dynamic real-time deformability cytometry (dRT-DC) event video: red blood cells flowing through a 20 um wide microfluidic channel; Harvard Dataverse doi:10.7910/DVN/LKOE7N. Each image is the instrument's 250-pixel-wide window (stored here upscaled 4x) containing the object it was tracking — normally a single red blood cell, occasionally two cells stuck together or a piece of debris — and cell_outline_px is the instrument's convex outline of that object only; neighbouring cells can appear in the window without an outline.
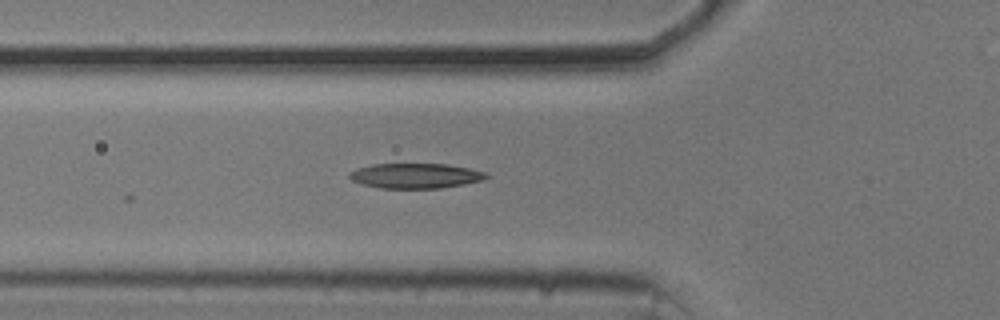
{"species": "common noctule bat (a hibernating species)", "species_latin": "Nyctalus noctula", "temperature_condition": "cold", "stored_images_in_passage": 19, "camera_frame_rate_fps": 3000, "um_per_image_px": 0.085, "animal": {"sex": "male", "body_mass_g": 20.5, "forearm_length_mm": 52.5}, "frame": {"image": 1, "passage_image": 13, "time_ms": 4.0, "image_size_px": [1000, 320], "cell_outline_px": [[488, 176], [484, 180], [464, 184], [440, 188], [380, 188], [364, 184], [352, 180], [348, 176], [348, 172], [356, 168], [372, 164], [448, 164], [468, 168], [484, 172]], "centroid_in_image_um": [35.29, 14.94], "position_along_channel_um": 90.5, "area_um2": 19.88}}
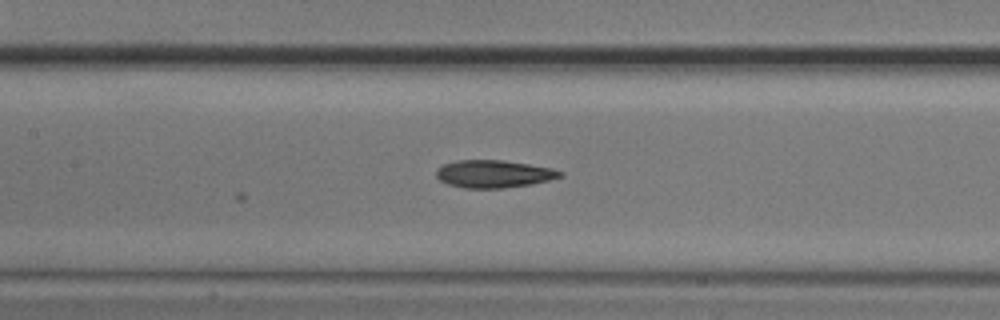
{"frame": {"image": 2, "passage_image": 19, "time_ms": 6.0, "image_size_px": [1000, 320], "cell_outline_px": [[564, 176], [548, 180], [528, 184], [504, 188], [464, 188], [448, 184], [440, 180], [436, 176], [436, 168], [440, 164], [456, 160], [504, 160], [552, 168], [564, 172]], "centroid_in_image_um": [41.93, 14.77], "position_along_channel_um": 165.5, "area_um2": 20.0}}